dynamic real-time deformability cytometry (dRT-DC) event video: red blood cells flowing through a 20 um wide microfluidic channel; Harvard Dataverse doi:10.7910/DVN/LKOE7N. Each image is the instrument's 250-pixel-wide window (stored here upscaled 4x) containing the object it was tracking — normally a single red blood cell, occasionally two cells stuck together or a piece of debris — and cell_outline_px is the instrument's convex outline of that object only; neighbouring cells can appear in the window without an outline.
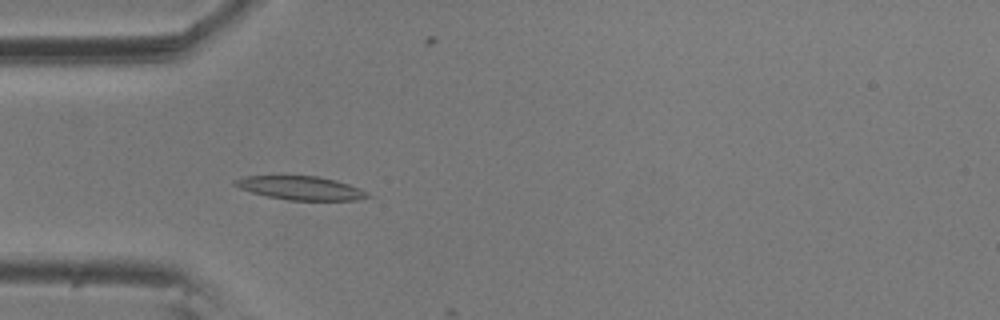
{"species": "common noctule bat (a hibernating species)", "species_latin": "Nyctalus noctula", "temperature_condition": "room temperature", "stored_images_in_passage": 5, "camera_frame_rate_fps": 3000, "um_per_image_px": 0.085, "animal": {"sex": "male", "body_mass_g": 20.5, "forearm_length_mm": 52.5}, "frame": {"image": 1, "passage_image": 5, "time_ms": 1.333, "image_size_px": [1000, 320], "cell_outline_px": [[372, 196], [356, 200], [288, 200], [268, 196], [252, 192], [240, 188], [232, 184], [232, 180], [244, 176], [316, 176], [336, 180], [360, 188], [368, 192]], "centroid_in_image_um": [25.56, 15.98], "position_along_channel_um": 59.4, "area_um2": 18.21}}